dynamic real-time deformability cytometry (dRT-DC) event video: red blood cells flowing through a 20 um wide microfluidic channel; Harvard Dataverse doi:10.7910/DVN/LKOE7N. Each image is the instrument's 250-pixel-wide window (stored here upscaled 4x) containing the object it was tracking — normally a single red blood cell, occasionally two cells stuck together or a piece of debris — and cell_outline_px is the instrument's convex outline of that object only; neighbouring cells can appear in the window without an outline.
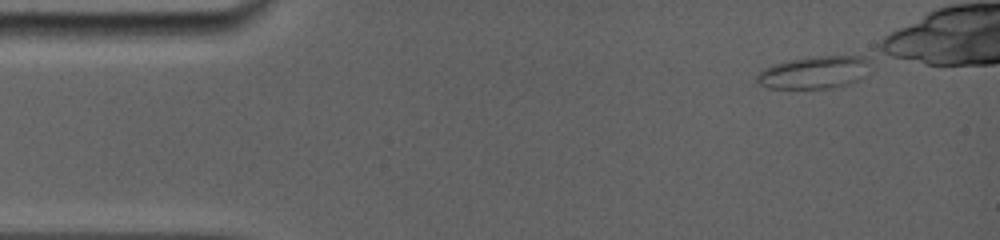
{"species": "common noctule bat (a hibernating species)", "species_latin": "Nyctalus noctula", "temperature_condition": "room temperature", "stored_images_in_passage": 41, "segment_of_instrument_passage": [1, 2], "camera_frame_rate_fps": 5000, "um_per_image_px": 0.085, "animal": {"sex": "female", "body_mass_g": 19.0, "forearm_length_mm": 56.7}, "frame": {"image": 1, "passage_image": 1, "time_ms": 0.0, "image_size_px": [1000, 240], "cell_outline_px": [[868, 64], [864, 76], [860, 80], [848, 84], [832, 88], [768, 88], [760, 84], [756, 80], [756, 76], [764, 68], [772, 64], [788, 60], [812, 56], [864, 56], [868, 60]], "centroid_in_image_um": [69.19, 6.15], "position_along_channel_um": 15.8, "area_um2": 21.44}}
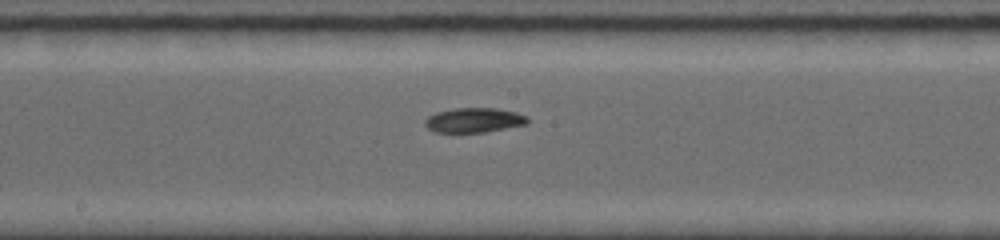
{"frame": {"image": 2, "passage_image": 22, "time_ms": 7.2, "image_size_px": [1000, 240], "cell_outline_px": [[528, 124], [484, 132], [436, 132], [428, 128], [424, 124], [424, 120], [428, 116], [436, 112], [456, 108], [496, 108], [516, 112], [528, 116]], "centroid_in_image_um": [40.3, 10.21], "position_along_channel_um": 207.9, "area_um2": 14.74}}
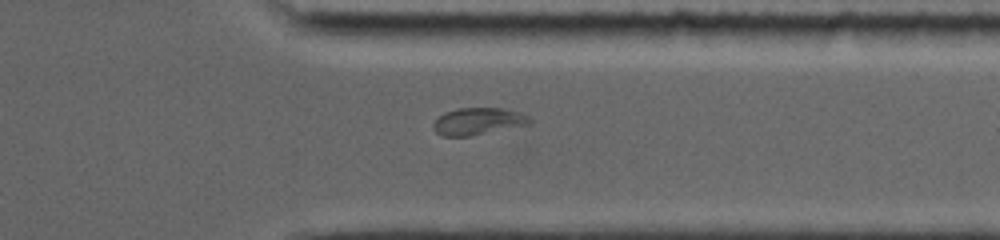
{"frame": {"image": 3, "passage_image": 36, "time_ms": 11.4, "image_size_px": [1000, 240], "cell_outline_px": [[532, 124], [468, 136], [440, 136], [432, 128], [432, 124], [444, 112], [456, 108], [504, 108], [520, 112], [528, 116], [532, 120]], "centroid_in_image_um": [40.64, 10.31], "position_along_channel_um": 370.8, "area_um2": 15.32}}